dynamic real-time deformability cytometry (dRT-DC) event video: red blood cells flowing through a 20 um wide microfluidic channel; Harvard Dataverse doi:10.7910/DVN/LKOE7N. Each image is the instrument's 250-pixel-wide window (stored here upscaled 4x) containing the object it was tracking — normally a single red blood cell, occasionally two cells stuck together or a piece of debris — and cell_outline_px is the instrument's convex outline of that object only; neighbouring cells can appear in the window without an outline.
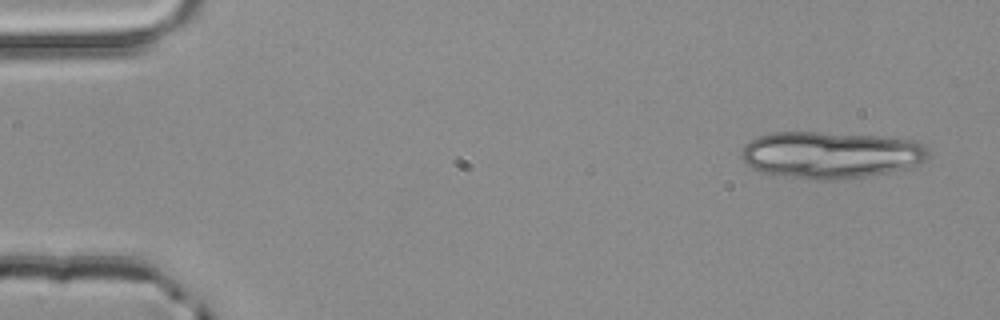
{"species": "common noctule bat (a hibernating species)", "species_latin": "Nyctalus noctula", "temperature_condition": "room temperature", "stored_images_in_passage": 4, "camera_frame_rate_fps": 3000, "um_per_image_px": 0.085, "animal": {"sex": "male", "body_mass_g": 20.4}, "frame": {"image": 1, "passage_image": 1, "time_ms": 0.0, "image_size_px": [1000, 320], "cell_outline_px": [[928, 156], [920, 164], [908, 168], [868, 176], [840, 180], [812, 180], [760, 172], [752, 168], [740, 156], [740, 148], [744, 144], [756, 136], [772, 132], [820, 132], [880, 136], [908, 140], [924, 144], [928, 148]], "centroid_in_image_um": [70.57, 13.16], "position_along_channel_um": 14.4, "area_um2": 51.5}}